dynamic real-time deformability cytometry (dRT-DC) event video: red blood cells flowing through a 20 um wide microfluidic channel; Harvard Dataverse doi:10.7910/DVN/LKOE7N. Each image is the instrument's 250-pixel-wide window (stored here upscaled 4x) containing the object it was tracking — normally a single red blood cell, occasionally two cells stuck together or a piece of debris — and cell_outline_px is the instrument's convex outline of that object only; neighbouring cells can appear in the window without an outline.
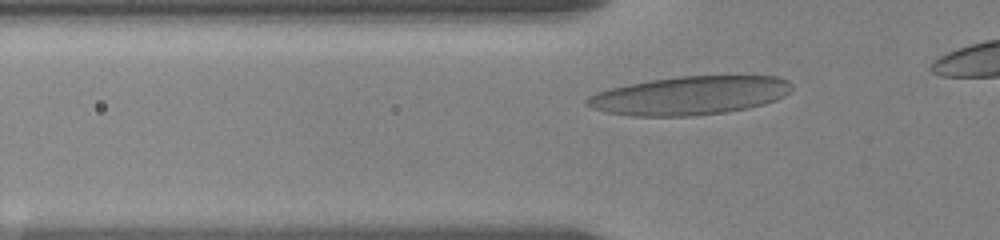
{"species": "human", "species_latin": "Homo sapiens", "temperature_condition": "room temperature", "stored_images_in_passage": 37, "camera_frame_rate_fps": 3000, "um_per_image_px": 0.085, "donor": {"sex": "female"}, "frame": {"image": 1, "passage_image": 6, "time_ms": 1.667, "image_size_px": [1000, 240], "cell_outline_px": [[792, 88], [784, 96], [776, 100], [764, 104], [748, 108], [724, 112], [692, 116], [632, 116], [604, 112], [592, 108], [584, 104], [584, 100], [588, 96], [596, 92], [608, 88], [628, 84], [652, 80], [680, 76], [776, 76], [788, 80], [792, 84]], "centroid_in_image_um": [58.59, 8.12], "position_along_channel_um": 67.2, "area_um2": 46.18}}
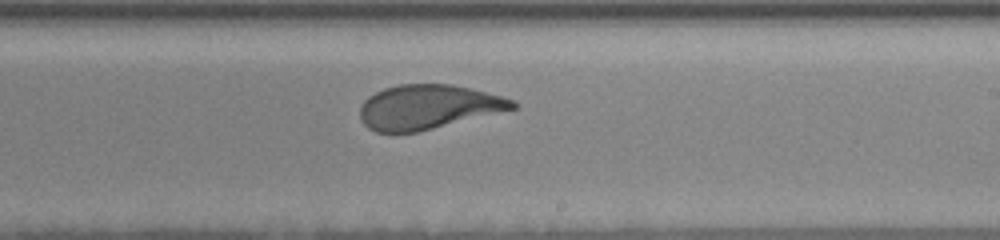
{"frame": {"image": 2, "passage_image": 22, "time_ms": 7.0, "image_size_px": [1000, 240], "cell_outline_px": [[516, 108], [416, 132], [376, 132], [368, 128], [360, 120], [360, 104], [368, 96], [384, 88], [400, 84], [452, 84], [500, 96], [512, 100], [516, 104]], "centroid_in_image_um": [36.3, 9.09], "position_along_channel_um": 252.7, "area_um2": 38.96}}
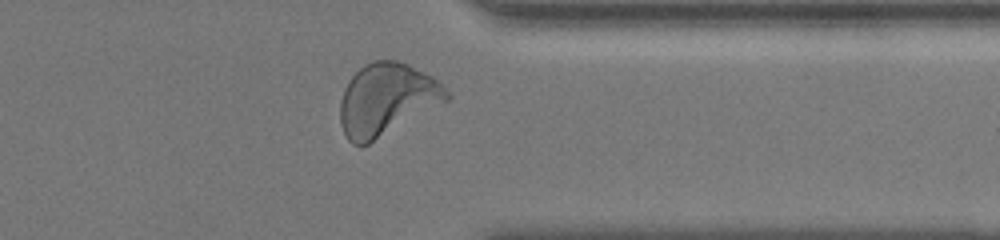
{"frame": {"image": 3, "passage_image": 33, "time_ms": 10.667, "image_size_px": [1000, 240], "cell_outline_px": [[452, 96], [448, 100], [368, 144], [352, 144], [348, 140], [340, 124], [340, 100], [344, 88], [348, 80], [364, 64], [372, 60], [396, 60], [408, 64], [432, 76]], "centroid_in_image_um": [32.84, 8.43], "position_along_channel_um": 378.6, "area_um2": 44.33}}